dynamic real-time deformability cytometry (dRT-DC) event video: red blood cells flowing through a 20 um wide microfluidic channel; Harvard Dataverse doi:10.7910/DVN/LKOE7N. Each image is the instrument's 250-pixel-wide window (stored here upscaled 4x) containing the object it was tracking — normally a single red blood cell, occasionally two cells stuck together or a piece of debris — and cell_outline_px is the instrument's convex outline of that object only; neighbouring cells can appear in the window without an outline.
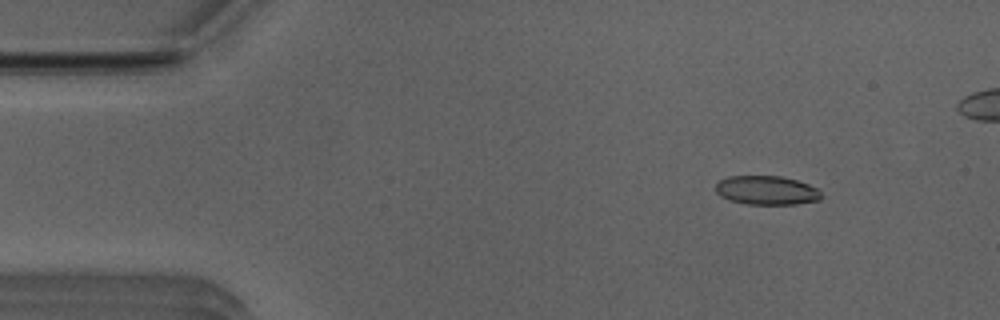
{"species": "Egyptian fruit bat (a non-hibernating species)", "species_latin": "Rousettus aegyptiacus", "temperature_condition": "room temperature", "stored_images_in_passage": 43, "camera_frame_rate_fps": 3000, "um_per_image_px": 0.085, "animal": {"sex": "male"}, "frame": {"image": 1, "passage_image": 2, "time_ms": 0.333, "image_size_px": [1000, 320], "cell_outline_px": [[824, 196], [820, 200], [796, 204], [748, 204], [728, 200], [720, 196], [716, 192], [716, 184], [720, 180], [728, 176], [780, 176], [796, 180], [808, 184], [816, 188]], "centroid_in_image_um": [65.16, 16.18], "position_along_channel_um": 19.8, "area_um2": 17.86}}
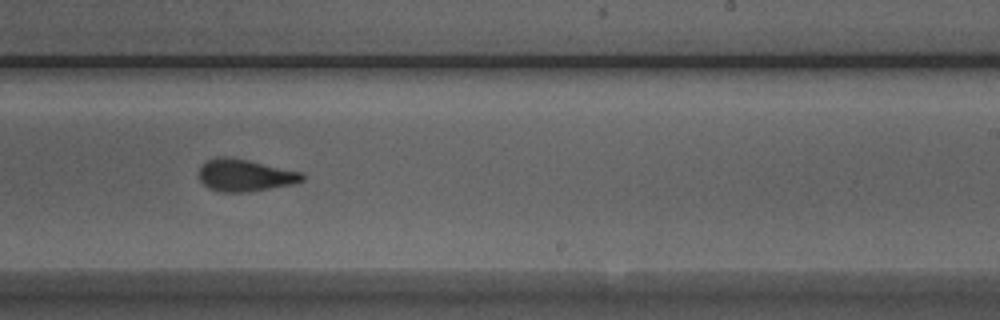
{"frame": {"image": 2, "passage_image": 27, "time_ms": 8.667, "image_size_px": [1000, 320], "cell_outline_px": [[304, 180], [292, 184], [248, 192], [220, 192], [208, 188], [200, 180], [200, 168], [208, 160], [216, 156], [224, 156], [248, 160], [300, 172], [304, 176]], "centroid_in_image_um": [20.8, 14.9], "position_along_channel_um": 268.2, "area_um2": 19.07}}
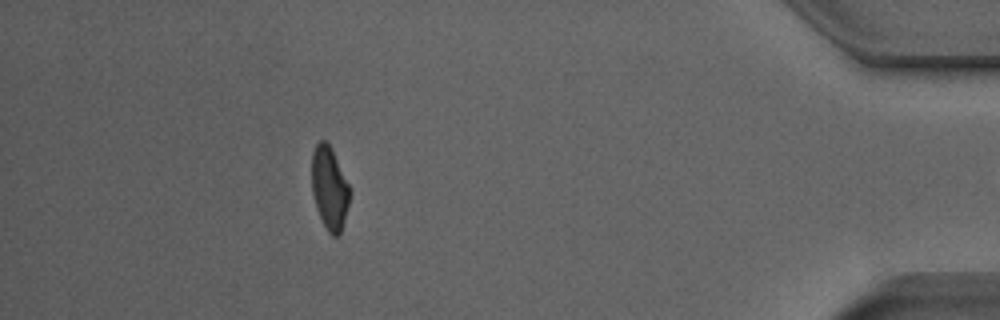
{"frame": {"image": 3, "passage_image": 42, "time_ms": 13.667, "image_size_px": [1000, 320], "cell_outline_px": [[348, 204], [344, 220], [340, 232], [336, 236], [332, 236], [328, 232], [316, 208], [312, 192], [312, 152], [316, 144], [320, 140], [324, 140], [332, 148], [348, 184]], "centroid_in_image_um": [27.97, 15.96], "position_along_channel_um": 407.2, "area_um2": 17.92}}